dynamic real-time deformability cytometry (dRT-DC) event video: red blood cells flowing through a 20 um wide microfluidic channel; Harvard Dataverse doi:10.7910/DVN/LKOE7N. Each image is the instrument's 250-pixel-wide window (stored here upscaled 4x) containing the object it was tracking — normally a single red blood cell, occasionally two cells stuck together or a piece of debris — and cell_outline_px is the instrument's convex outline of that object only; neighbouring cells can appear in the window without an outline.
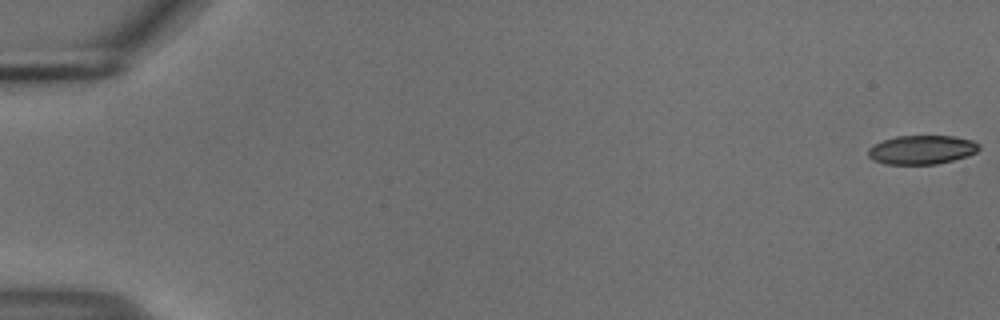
{"species": "common noctule bat (a hibernating species)", "species_latin": "Nyctalus noctula", "temperature_condition": "cold", "stored_images_in_passage": 55, "camera_frame_rate_fps": 3000, "um_per_image_px": 0.085, "animal": {"sex": "male", "body_mass_g": 18.8}, "frame": {"image": 1, "passage_image": 1, "time_ms": 0.0, "image_size_px": [1000, 320], "cell_outline_px": [[980, 148], [976, 152], [968, 156], [936, 164], [884, 164], [872, 160], [868, 156], [868, 148], [884, 140], [896, 136], [956, 136], [972, 140], [980, 144]], "centroid_in_image_um": [78.36, 12.73], "position_along_channel_um": 6.6, "area_um2": 18.73}}
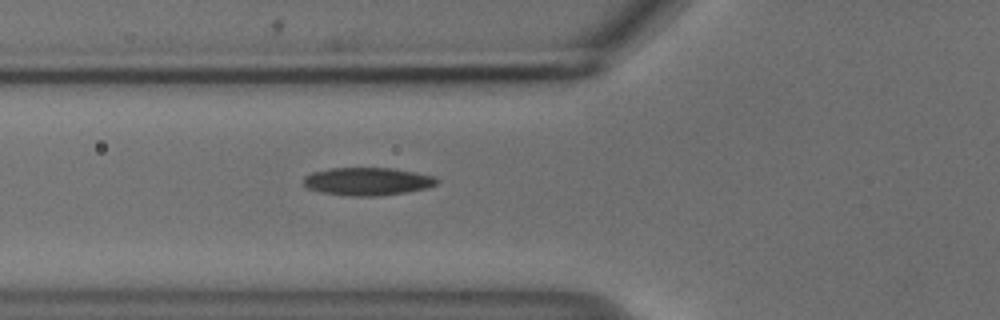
{"frame": {"image": 2, "passage_image": 21, "time_ms": 6.667, "image_size_px": [1000, 320], "cell_outline_px": [[440, 180], [436, 184], [428, 188], [404, 192], [376, 196], [352, 196], [320, 192], [308, 188], [304, 184], [304, 176], [312, 172], [332, 168], [392, 168], [416, 172], [436, 176]], "centroid_in_image_um": [31.26, 15.41], "position_along_channel_um": 94.5, "area_um2": 21.68}}
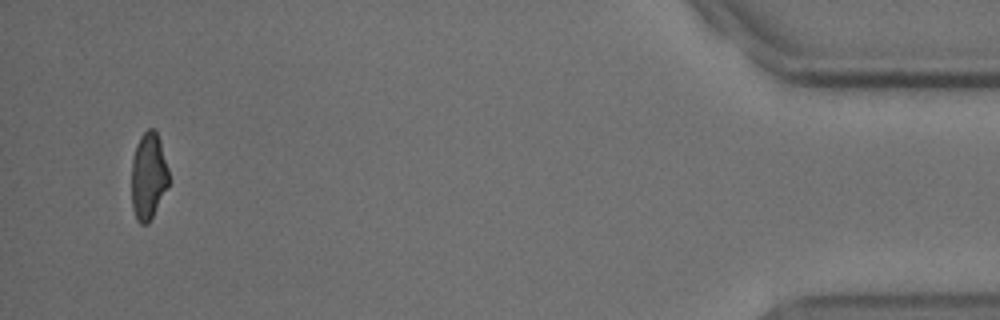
{"frame": {"image": 3, "passage_image": 53, "time_ms": 17.333, "image_size_px": [1000, 320], "cell_outline_px": [[168, 188], [148, 224], [140, 224], [136, 220], [132, 208], [132, 156], [136, 144], [140, 136], [148, 128], [156, 128], [160, 140], [168, 168]], "centroid_in_image_um": [12.61, 14.95], "position_along_channel_um": 422.6, "area_um2": 19.13}, "authors_computed_cell_mechanics": {"area_um2": 20.519, "velocity_mm_per_s": 3.749, "shape_relaxation_time_tau1_ms": 9.5197, "shape_relaxation_time_tau2_ms": 5.7455, "deformation_change_tau1": 0.22, "deformation_change_tau2": 0.1269}}